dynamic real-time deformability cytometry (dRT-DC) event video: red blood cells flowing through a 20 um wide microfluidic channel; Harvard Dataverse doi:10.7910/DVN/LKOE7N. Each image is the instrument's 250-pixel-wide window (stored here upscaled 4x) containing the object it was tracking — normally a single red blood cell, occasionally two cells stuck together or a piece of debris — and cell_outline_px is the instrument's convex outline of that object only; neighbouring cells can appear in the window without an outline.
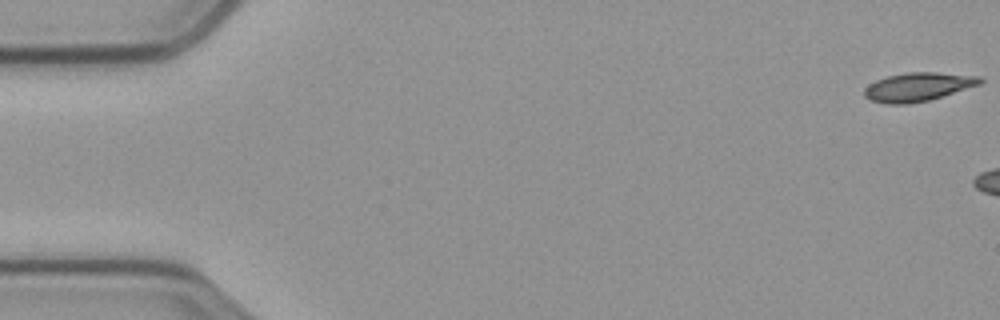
{"species": "common noctule bat (a hibernating species)", "species_latin": "Nyctalus noctula", "temperature_condition": "cold", "stored_images_in_passage": 9, "camera_frame_rate_fps": 3000, "um_per_image_px": 0.085, "animal": {"sex": "male", "body_mass_g": 23.1, "forearm_length_mm": 52.7}, "frame": {"image": 1, "passage_image": 1, "time_ms": 0.0, "image_size_px": [1000, 320], "cell_outline_px": [[984, 80], [980, 84], [928, 100], [908, 104], [888, 104], [872, 100], [864, 96], [864, 88], [868, 84], [876, 80], [888, 76], [908, 72], [936, 72], [980, 76]], "centroid_in_image_um": [78.01, 7.37], "position_along_channel_um": 7.0, "area_um2": 19.13}}